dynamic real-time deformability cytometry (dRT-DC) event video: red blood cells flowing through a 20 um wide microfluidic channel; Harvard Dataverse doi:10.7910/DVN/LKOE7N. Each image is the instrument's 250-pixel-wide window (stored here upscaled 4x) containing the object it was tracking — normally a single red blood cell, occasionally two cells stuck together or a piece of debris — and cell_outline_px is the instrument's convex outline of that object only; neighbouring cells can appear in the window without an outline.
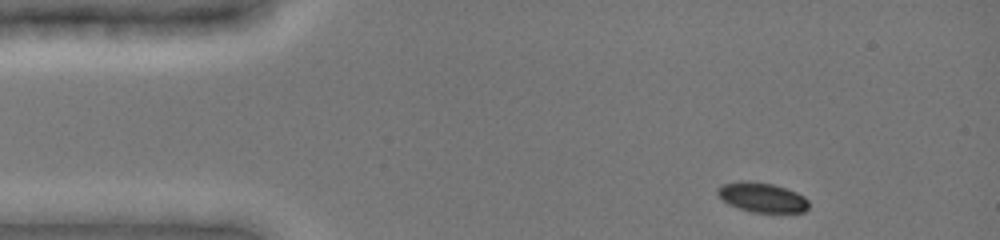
{"species": "common noctule bat (a hibernating species)", "species_latin": "Nyctalus noctula", "temperature_condition": "cold", "stored_images_in_passage": 16, "camera_frame_rate_fps": 3000, "um_per_image_px": 0.085, "animal": {"sex": "female", "body_mass_g": 19.0, "forearm_length_mm": 51.5}, "frame": {"image": 1, "passage_image": 1, "time_ms": 0.0, "image_size_px": [1000, 240], "cell_outline_px": [[808, 208], [804, 212], [752, 212], [728, 204], [716, 192], [724, 184], [740, 180], [744, 180], [772, 184], [796, 192], [804, 196], [808, 200]], "centroid_in_image_um": [64.8, 16.78], "position_along_channel_um": 20.2, "area_um2": 15.49}}
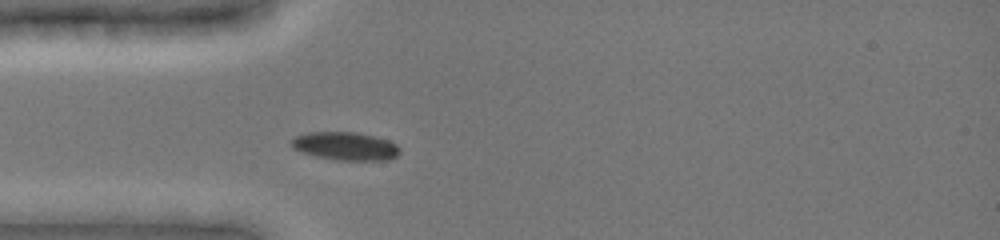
{"frame": {"image": 2, "passage_image": 16, "time_ms": 2.667, "image_size_px": [1000, 240], "cell_outline_px": [[400, 152], [396, 156], [388, 160], [336, 160], [316, 156], [300, 152], [292, 148], [292, 140], [296, 136], [308, 132], [356, 132], [388, 140], [396, 144], [400, 148]], "centroid_in_image_um": [29.35, 12.42], "position_along_channel_um": 55.6, "area_um2": 17.74}}